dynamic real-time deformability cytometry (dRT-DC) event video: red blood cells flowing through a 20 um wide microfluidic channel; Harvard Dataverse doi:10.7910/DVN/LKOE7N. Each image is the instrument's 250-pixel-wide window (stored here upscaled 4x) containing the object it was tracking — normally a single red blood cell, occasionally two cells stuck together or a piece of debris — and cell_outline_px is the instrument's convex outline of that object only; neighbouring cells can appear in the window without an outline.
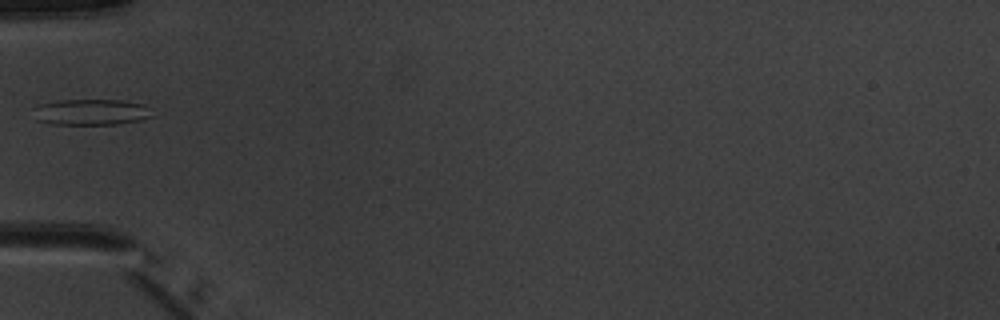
{"species": "common noctule bat (a hibernating species)", "species_latin": "Nyctalus noctula", "temperature_condition": "warm", "stored_images_in_passage": 6, "camera_frame_rate_fps": 3000, "um_per_image_px": 0.085, "animal": {"sex": "male", "body_mass_g": 20.1, "forearm_length_mm": 53.5}, "frame": {"image": 1, "passage_image": 6, "time_ms": 5.667, "image_size_px": [1000, 320], "cell_outline_px": [[152, 116], [140, 120], [120, 124], [48, 124], [36, 120], [32, 108], [40, 104], [56, 100], [120, 100], [144, 104]], "centroid_in_image_um": [7.67, 9.53], "position_along_channel_um": 77.3, "area_um2": 18.03}}